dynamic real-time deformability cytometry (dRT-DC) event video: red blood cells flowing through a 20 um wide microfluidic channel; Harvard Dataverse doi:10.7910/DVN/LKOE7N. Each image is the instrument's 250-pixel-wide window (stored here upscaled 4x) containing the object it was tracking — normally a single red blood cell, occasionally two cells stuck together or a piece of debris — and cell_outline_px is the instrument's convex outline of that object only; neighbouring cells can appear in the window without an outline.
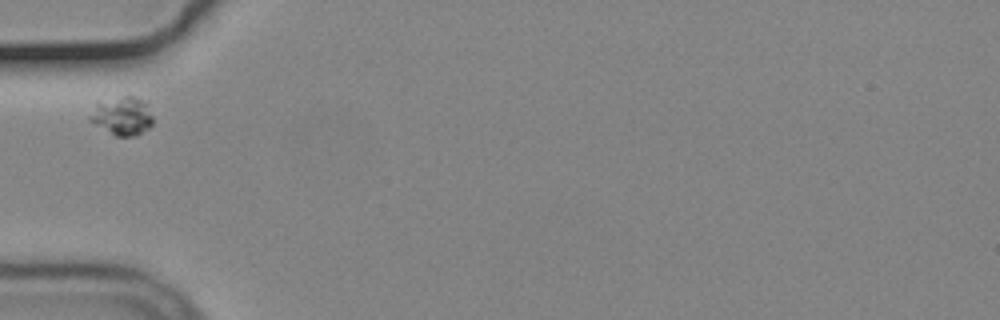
{"species": "common noctule bat (a hibernating species)", "species_latin": "Nyctalus noctula", "temperature_condition": "cold", "stored_images_in_passage": 6, "camera_frame_rate_fps": 3000, "um_per_image_px": 0.085, "animal": {"sex": "male", "body_mass_g": 19.2, "forearm_length_mm": 51.8}, "frame": {"image": 1, "passage_image": 1, "time_ms": 0.0, "image_size_px": [1000, 320], "cell_outline_px": [[152, 124], [148, 128], [136, 136], [116, 136], [88, 120], [88, 116], [96, 104], [124, 96], [136, 96], [144, 104], [152, 116]], "centroid_in_image_um": [10.37, 9.89], "position_along_channel_um": 74.6, "area_um2": 13.58}}
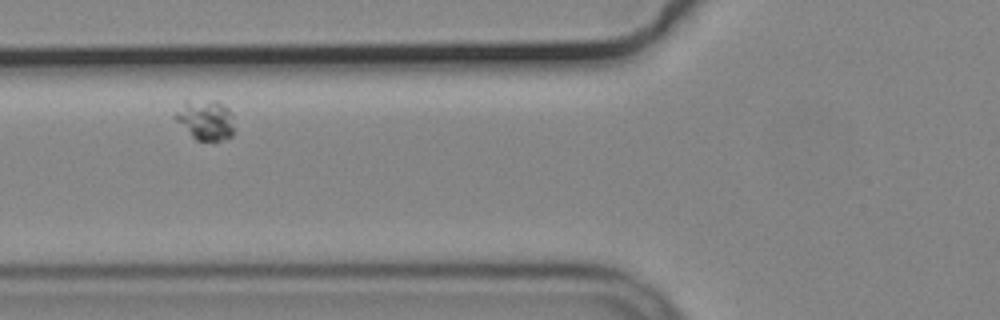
{"frame": {"image": 2, "passage_image": 4, "time_ms": 1.0, "image_size_px": [1000, 320], "cell_outline_px": [[232, 136], [216, 144], [196, 140], [172, 116], [184, 100], [216, 100], [228, 108], [232, 112]], "centroid_in_image_um": [17.46, 10.21], "position_along_channel_um": 108.3, "area_um2": 14.22}}